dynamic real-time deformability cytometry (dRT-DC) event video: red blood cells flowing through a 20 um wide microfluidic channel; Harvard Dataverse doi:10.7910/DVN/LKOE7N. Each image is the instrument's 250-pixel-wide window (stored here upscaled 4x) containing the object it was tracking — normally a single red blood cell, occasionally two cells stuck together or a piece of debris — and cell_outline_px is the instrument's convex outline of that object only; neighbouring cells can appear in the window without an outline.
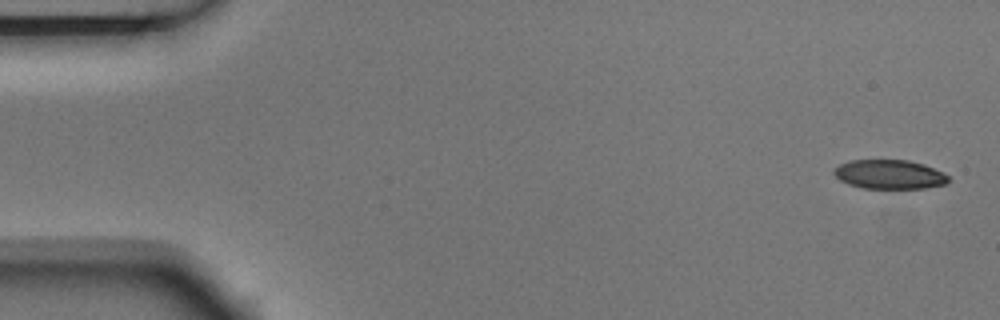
{"species": "Egyptian fruit bat (a non-hibernating species)", "species_latin": "Rousettus aegyptiacus", "temperature_condition": "room temperature", "stored_images_in_passage": 5, "camera_frame_rate_fps": 3000, "um_per_image_px": 0.085, "animal": {"sex": "male"}, "frame": {"image": 1, "passage_image": 1, "time_ms": 0.0, "image_size_px": [1000, 320], "cell_outline_px": [[952, 180], [948, 184], [924, 188], [864, 188], [848, 184], [840, 180], [832, 172], [832, 168], [848, 160], [908, 160], [924, 164], [944, 172]], "centroid_in_image_um": [75.62, 14.82], "position_along_channel_um": 9.4, "area_um2": 19.71}}
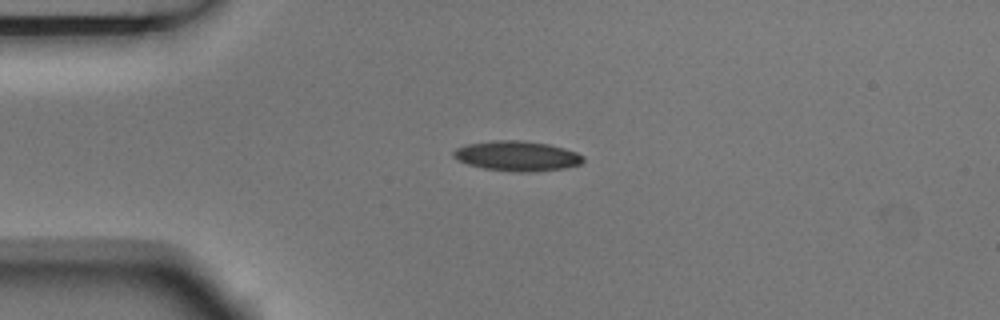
{"frame": {"image": 2, "passage_image": 4, "time_ms": 1.0, "image_size_px": [1000, 320], "cell_outline_px": [[584, 160], [580, 164], [564, 168], [528, 172], [520, 172], [484, 168], [468, 164], [452, 156], [452, 152], [456, 148], [468, 144], [492, 140], [524, 140], [548, 144], [564, 148], [576, 152], [584, 156]], "centroid_in_image_um": [43.96, 13.24], "position_along_channel_um": 41.0, "area_um2": 22.54}}